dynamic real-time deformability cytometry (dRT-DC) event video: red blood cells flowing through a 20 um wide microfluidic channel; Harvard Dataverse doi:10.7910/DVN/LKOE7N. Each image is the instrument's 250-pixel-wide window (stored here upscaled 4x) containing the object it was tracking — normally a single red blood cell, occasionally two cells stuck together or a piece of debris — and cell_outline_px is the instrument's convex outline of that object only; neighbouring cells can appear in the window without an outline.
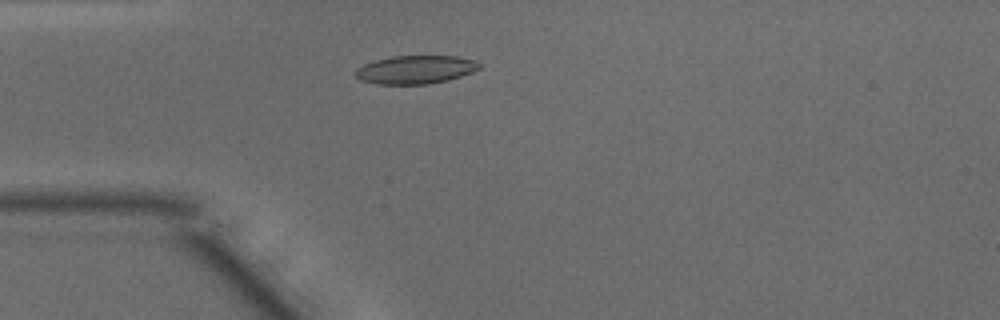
{"species": "common noctule bat (a hibernating species)", "species_latin": "Nyctalus noctula", "temperature_condition": "warm", "stored_images_in_passage": 42, "camera_frame_rate_fps": 3000, "um_per_image_px": 0.085, "animal": {"sex": "male", "body_mass_g": 15.6}, "frame": {"image": 1, "passage_image": 11, "time_ms": 3.333, "image_size_px": [1000, 320], "cell_outline_px": [[480, 68], [472, 72], [448, 80], [428, 84], [376, 84], [360, 80], [356, 76], [356, 68], [364, 64], [376, 60], [392, 56], [456, 56], [476, 60], [480, 64]], "centroid_in_image_um": [35.32, 5.92], "position_along_channel_um": 49.7, "area_um2": 20.4}}
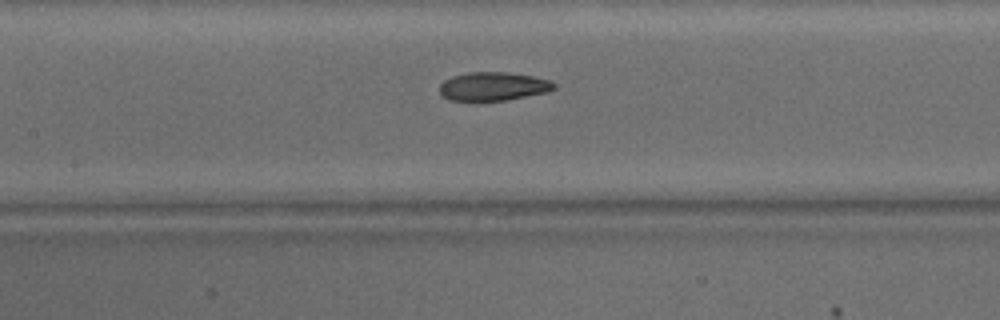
{"frame": {"image": 2, "passage_image": 20, "time_ms": 6.333, "image_size_px": [1000, 320], "cell_outline_px": [[556, 88], [548, 92], [504, 100], [448, 100], [440, 92], [440, 84], [444, 80], [452, 76], [468, 72], [504, 72], [532, 76], [548, 80], [556, 84]], "centroid_in_image_um": [41.92, 7.33], "position_along_channel_um": 165.5, "area_um2": 18.84}}
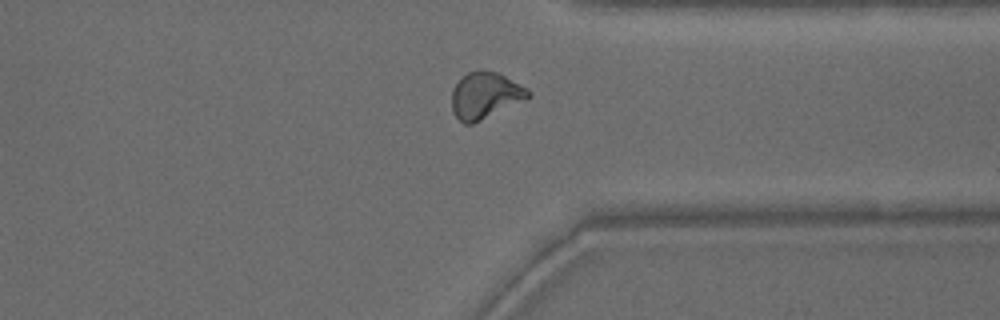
{"frame": {"image": 3, "passage_image": 35, "time_ms": 11.333, "image_size_px": [1000, 320], "cell_outline_px": [[532, 96], [524, 100], [472, 124], [464, 124], [452, 112], [452, 88], [468, 72], [480, 68], [496, 72], [528, 88], [532, 92]], "centroid_in_image_um": [41.24, 8.1], "position_along_channel_um": 370.2, "area_um2": 20.63}, "authors_computed_cell_mechanics": {"area_um2": 19.9699, "velocity_mm_per_s": 4.1385, "shape_relaxation_time_tau1_ms": 6.9812, "shape_relaxation_time_tau2_ms": 2.1536, "deformation_change_tau1": 0.1807, "deformation_change_tau2": 0.0765}}